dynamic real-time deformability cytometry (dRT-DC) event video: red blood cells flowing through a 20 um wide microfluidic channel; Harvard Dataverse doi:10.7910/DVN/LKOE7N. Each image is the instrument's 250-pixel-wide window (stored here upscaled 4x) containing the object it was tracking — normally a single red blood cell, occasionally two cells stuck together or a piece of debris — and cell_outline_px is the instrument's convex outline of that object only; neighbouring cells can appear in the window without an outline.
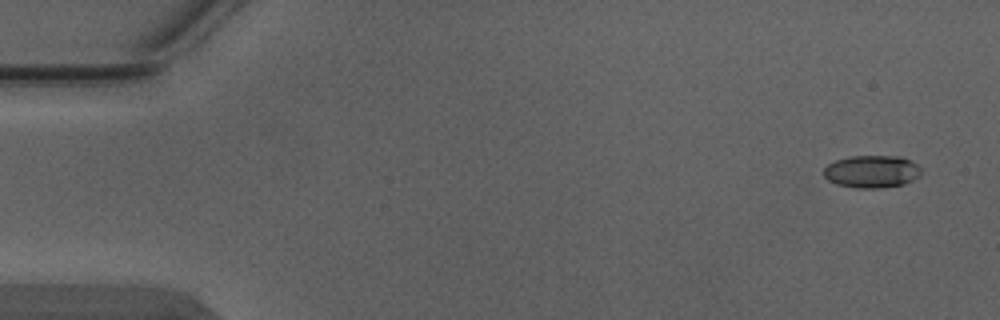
{"species": "Egyptian fruit bat (a non-hibernating species)", "species_latin": "Rousettus aegyptiacus", "temperature_condition": "warm", "stored_images_in_passage": 3, "camera_frame_rate_fps": 3000, "um_per_image_px": 0.085, "animal": {"sex": "male"}, "frame": {"image": 1, "passage_image": 1, "time_ms": 0.0, "image_size_px": [1000, 320], "cell_outline_px": [[920, 176], [904, 184], [876, 188], [856, 188], [836, 184], [828, 180], [824, 176], [824, 168], [828, 164], [836, 160], [848, 156], [900, 156], [912, 160], [920, 168]], "centroid_in_image_um": [74.09, 14.57], "position_along_channel_um": 10.9, "area_um2": 18.5}}